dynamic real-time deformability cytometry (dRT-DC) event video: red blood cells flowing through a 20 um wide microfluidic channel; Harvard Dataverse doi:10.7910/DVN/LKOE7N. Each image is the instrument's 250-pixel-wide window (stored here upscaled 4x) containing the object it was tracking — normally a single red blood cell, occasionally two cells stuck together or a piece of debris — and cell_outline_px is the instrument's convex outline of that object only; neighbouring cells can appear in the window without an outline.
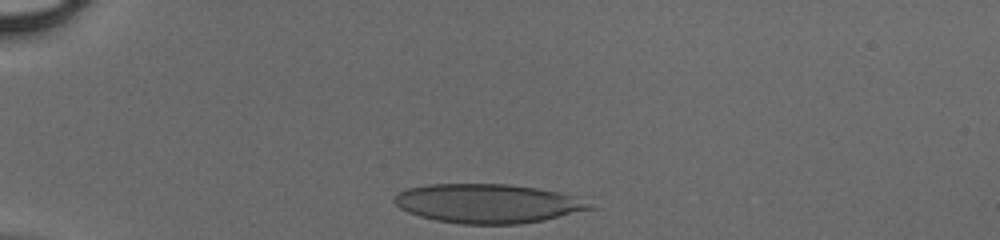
{"species": "human", "species_latin": "Homo sapiens", "temperature_condition": "cold", "stored_images_in_passage": 29, "camera_frame_rate_fps": 3000, "um_per_image_px": 0.085, "donor": {"sex": "male"}, "frame": {"image": 1, "passage_image": 1, "time_ms": 0.0, "image_size_px": [1000, 240], "cell_outline_px": [[592, 208], [544, 220], [520, 224], [464, 224], [436, 220], [420, 216], [408, 212], [400, 208], [392, 200], [400, 192], [408, 188], [428, 184], [504, 184], [536, 188], [556, 192], [568, 196]], "centroid_in_image_um": [41.3, 17.3], "position_along_channel_um": 43.7, "area_um2": 43.41}}
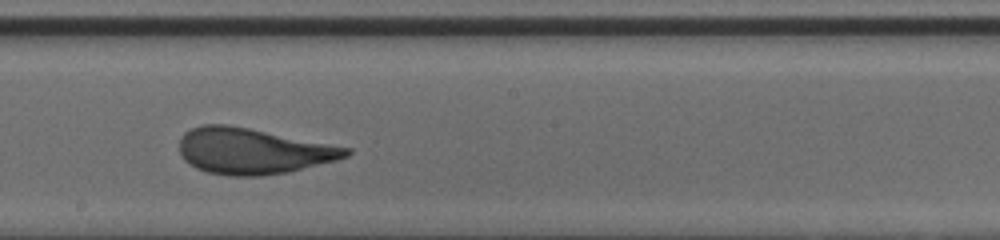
{"frame": {"image": 2, "passage_image": 17, "time_ms": 5.333, "image_size_px": [1000, 240], "cell_outline_px": [[352, 152], [348, 156], [336, 160], [288, 172], [260, 176], [228, 176], [208, 172], [196, 168], [184, 160], [180, 152], [180, 140], [184, 132], [200, 124], [228, 124], [352, 148]], "centroid_in_image_um": [21.48, 12.84], "position_along_channel_um": 226.7, "area_um2": 44.56}}
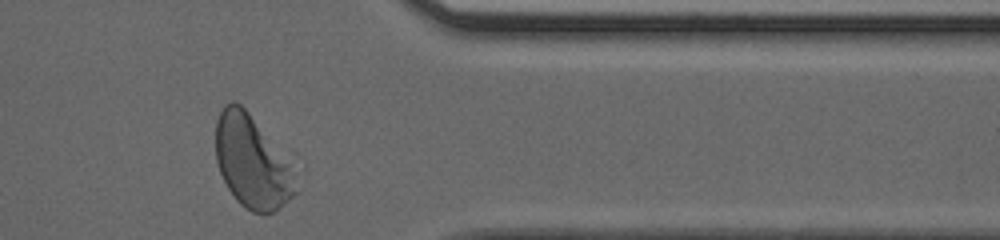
{"frame": {"image": 3, "passage_image": 29, "time_ms": 9.333, "image_size_px": [1000, 240], "cell_outline_px": [[296, 192], [292, 196], [272, 212], [252, 212], [244, 208], [236, 200], [228, 188], [220, 172], [216, 160], [216, 120], [224, 104], [232, 100], [240, 104], [248, 112], [288, 164]], "centroid_in_image_um": [21.31, 13.75], "position_along_channel_um": 390.1, "area_um2": 41.38}}